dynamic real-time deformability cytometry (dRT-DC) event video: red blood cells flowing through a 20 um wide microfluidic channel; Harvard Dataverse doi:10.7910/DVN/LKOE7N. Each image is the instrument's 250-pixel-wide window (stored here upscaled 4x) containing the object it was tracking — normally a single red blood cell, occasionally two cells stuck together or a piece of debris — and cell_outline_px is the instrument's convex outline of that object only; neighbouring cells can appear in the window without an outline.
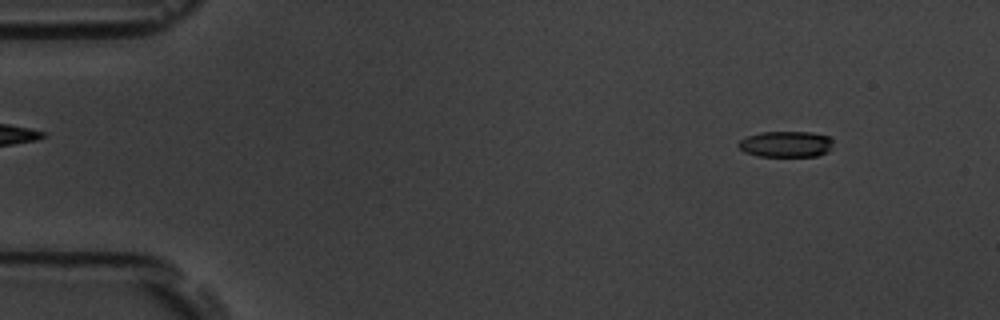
{"species": "common noctule bat (a hibernating species)", "species_latin": "Nyctalus noctula", "temperature_condition": "room temperature", "stored_images_in_passage": 54, "camera_frame_rate_fps": 3000, "um_per_image_px": 0.085, "animal": {"sex": "male", "body_mass_g": 19.5, "forearm_length_mm": 54.6}, "frame": {"image": 1, "passage_image": 5, "time_ms": 1.333, "image_size_px": [1000, 320], "cell_outline_px": [[832, 148], [828, 152], [816, 156], [756, 156], [744, 152], [736, 144], [740, 140], [748, 136], [760, 132], [812, 132], [828, 136], [832, 140]], "centroid_in_image_um": [66.8, 12.25], "position_along_channel_um": 18.2, "area_um2": 14.45}}
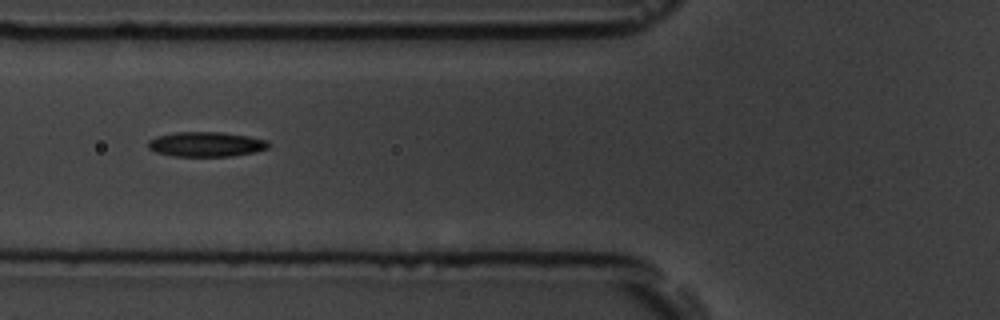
{"frame": {"image": 2, "passage_image": 20, "time_ms": 6.333, "image_size_px": [1000, 320], "cell_outline_px": [[268, 148], [252, 152], [232, 156], [172, 156], [156, 152], [148, 148], [148, 140], [156, 136], [176, 132], [220, 132], [248, 136], [268, 140]], "centroid_in_image_um": [17.48, 12.26], "position_along_channel_um": 108.3, "area_um2": 17.34}}
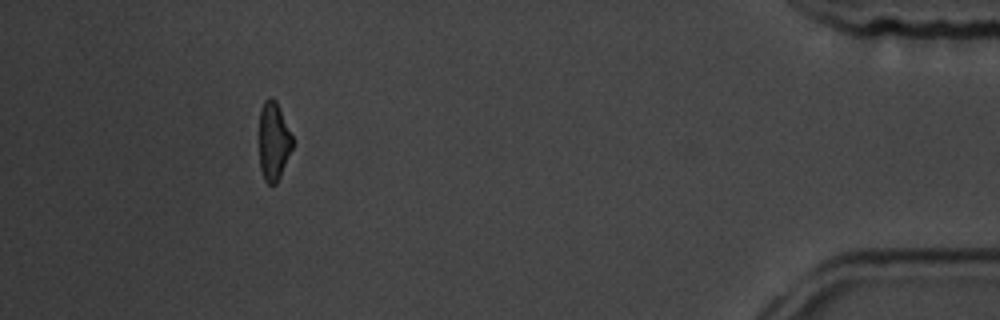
{"frame": {"image": 3, "passage_image": 49, "time_ms": 16.0, "image_size_px": [1000, 320], "cell_outline_px": [[292, 148], [280, 176], [276, 184], [268, 184], [264, 180], [260, 168], [260, 112], [264, 100], [268, 96], [272, 96], [276, 100], [292, 136]], "centroid_in_image_um": [23.24, 11.99], "position_along_channel_um": 412.0, "area_um2": 15.03}, "authors_computed_cell_mechanics": {"area_um2": 16.6175, "velocity_mm_per_s": 3.777, "shape_relaxation_time_tau1_ms": 4.7849, "shape_relaxation_time_tau2_ms": null, "deformation_change_tau1": 0.1424, "deformation_change_tau2": null}}